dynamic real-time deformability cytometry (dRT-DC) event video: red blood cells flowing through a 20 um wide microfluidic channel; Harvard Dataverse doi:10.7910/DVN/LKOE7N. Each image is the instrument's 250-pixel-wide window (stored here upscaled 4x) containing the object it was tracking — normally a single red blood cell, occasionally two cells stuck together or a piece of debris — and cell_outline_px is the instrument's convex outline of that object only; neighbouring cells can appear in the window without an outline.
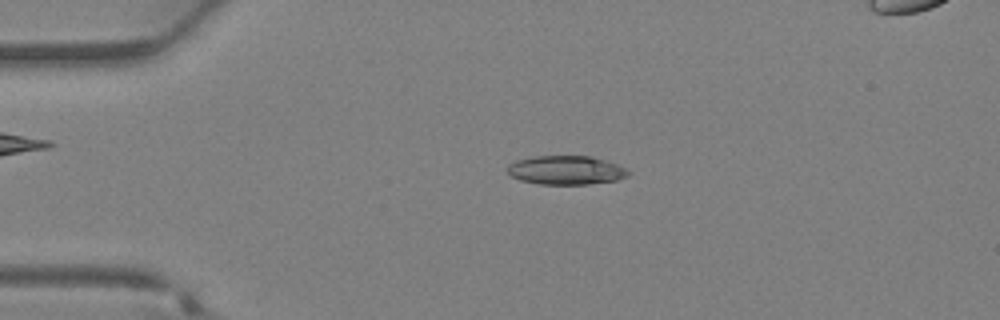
{"species": "Egyptian fruit bat (a non-hibernating species)", "species_latin": "Rousettus aegyptiacus", "temperature_condition": "warm", "stored_images_in_passage": 37, "camera_frame_rate_fps": 3000, "um_per_image_px": 0.085, "animal": {"sex": "female"}, "frame": {"image": 1, "passage_image": 8, "time_ms": 2.333, "image_size_px": [1000, 320], "cell_outline_px": [[632, 172], [628, 176], [616, 180], [588, 184], [540, 184], [520, 180], [512, 176], [508, 172], [508, 164], [516, 160], [536, 156], [592, 156], [616, 164]], "centroid_in_image_um": [48.12, 14.46], "position_along_channel_um": 36.9, "area_um2": 20.23}}
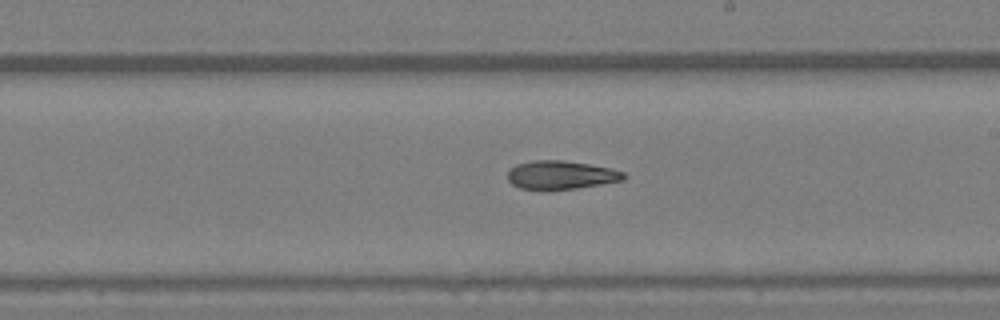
{"frame": {"image": 2, "passage_image": 21, "time_ms": 6.667, "image_size_px": [1000, 320], "cell_outline_px": [[624, 180], [576, 188], [548, 192], [540, 192], [520, 188], [512, 184], [508, 180], [508, 168], [516, 164], [532, 160], [560, 160], [588, 164], [608, 168], [624, 172]], "centroid_in_image_um": [47.58, 14.91], "position_along_channel_um": 241.4, "area_um2": 19.71}}
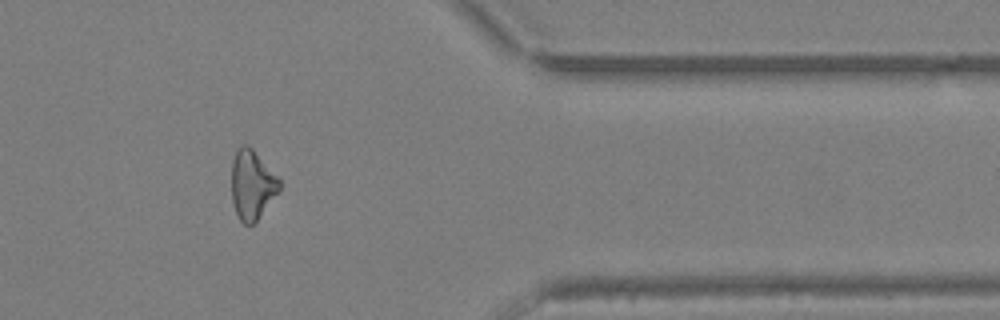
{"frame": {"image": 3, "passage_image": 30, "time_ms": 9.667, "image_size_px": [1000, 320], "cell_outline_px": [[280, 188], [256, 220], [252, 224], [244, 224], [240, 220], [236, 212], [232, 200], [232, 160], [236, 148], [240, 144], [248, 144], [252, 148], [280, 180]], "centroid_in_image_um": [21.38, 15.65], "position_along_channel_um": 390.0, "area_um2": 18.96}}